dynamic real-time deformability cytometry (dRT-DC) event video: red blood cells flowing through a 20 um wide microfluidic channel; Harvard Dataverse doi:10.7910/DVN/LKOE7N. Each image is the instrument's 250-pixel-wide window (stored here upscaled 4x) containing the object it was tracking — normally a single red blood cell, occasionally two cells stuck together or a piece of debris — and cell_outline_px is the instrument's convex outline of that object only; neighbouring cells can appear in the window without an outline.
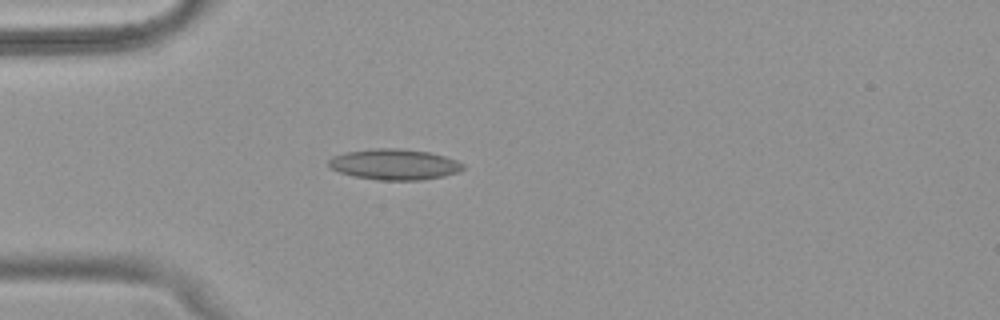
{"species": "common noctule bat (a hibernating species)", "species_latin": "Nyctalus noctula", "temperature_condition": "warm", "stored_images_in_passage": 38, "camera_frame_rate_fps": 3000, "um_per_image_px": 0.085, "animal": {"sex": "female", "body_mass_g": 18.4}, "frame": {"image": 1, "passage_image": 1, "time_ms": 0.0, "image_size_px": [1000, 320], "cell_outline_px": [[464, 168], [456, 172], [444, 176], [420, 180], [380, 180], [356, 176], [340, 172], [332, 168], [328, 164], [328, 160], [332, 156], [348, 152], [376, 148], [400, 148], [428, 152], [444, 156], [456, 160], [464, 164]], "centroid_in_image_um": [33.53, 13.97], "position_along_channel_um": 51.5, "area_um2": 23.81}}
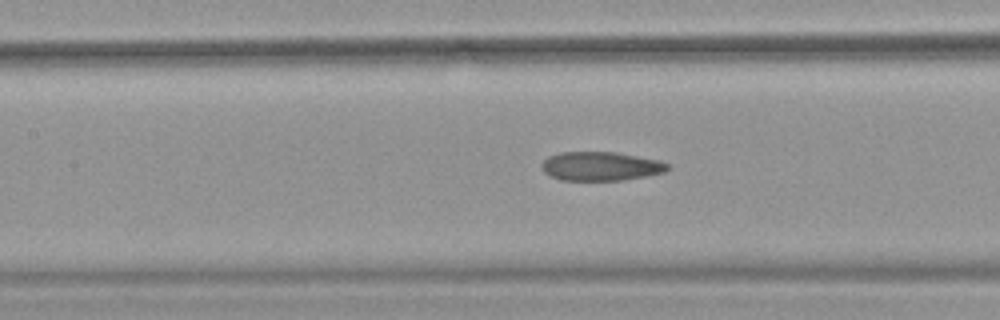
{"frame": {"image": 2, "passage_image": 10, "time_ms": 3.0, "image_size_px": [1000, 320], "cell_outline_px": [[668, 168], [664, 172], [644, 176], [620, 180], [560, 180], [544, 172], [540, 164], [548, 156], [560, 152], [616, 152], [660, 160], [668, 164]], "centroid_in_image_um": [51.03, 14.12], "position_along_channel_um": 156.4, "area_um2": 21.1}}
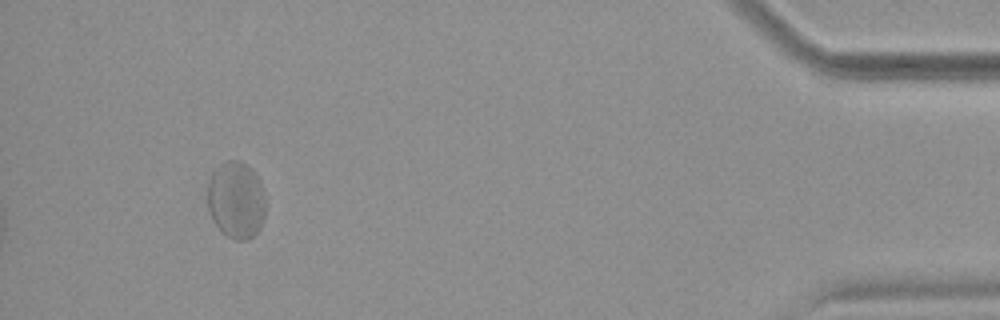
{"frame": {"image": 3, "passage_image": 35, "time_ms": 11.333, "image_size_px": [1000, 320], "cell_outline_px": [[264, 220], [260, 228], [252, 236], [244, 240], [236, 240], [228, 236], [212, 220], [208, 208], [208, 180], [212, 172], [220, 164], [228, 160], [236, 160], [252, 168], [260, 180], [264, 196]], "centroid_in_image_um": [20.07, 16.98], "position_along_channel_um": 415.1, "area_um2": 25.95}, "authors_computed_cell_mechanics": {"area_um2": 22.7443, "velocity_mm_per_s": 3.8775, "shape_relaxation_time_tau1_ms": null, "shape_relaxation_time_tau2_ms": 1.9807, "deformation_change_tau1": null, "deformation_change_tau2": 0.0691}}